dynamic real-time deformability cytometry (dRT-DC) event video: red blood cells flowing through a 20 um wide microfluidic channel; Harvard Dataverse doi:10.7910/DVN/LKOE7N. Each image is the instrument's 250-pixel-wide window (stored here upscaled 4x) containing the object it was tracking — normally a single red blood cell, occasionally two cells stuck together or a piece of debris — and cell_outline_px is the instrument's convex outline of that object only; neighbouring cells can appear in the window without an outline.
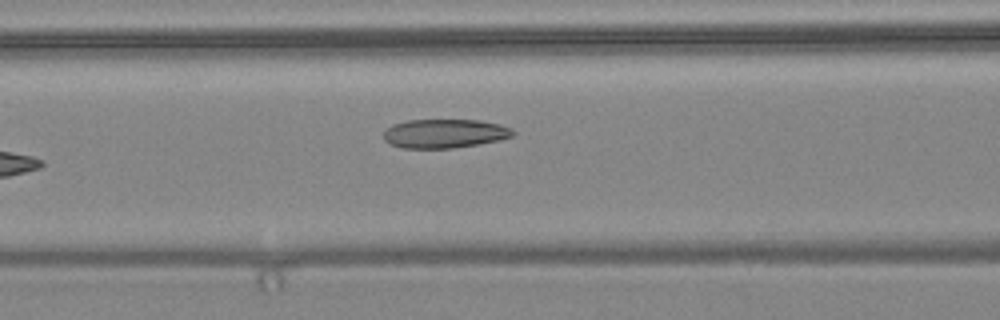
{"species": "common noctule bat (a hibernating species)", "species_latin": "Nyctalus noctula", "temperature_condition": "warm", "stored_images_in_passage": 8, "camera_frame_rate_fps": 3000, "um_per_image_px": 0.085, "animal": {"sex": "female", "body_mass_g": 24.6, "forearm_length_mm": 56.2}, "frame": {"image": 1, "passage_image": 8, "time_ms": 2.333, "image_size_px": [1000, 320], "cell_outline_px": [[516, 132], [512, 136], [500, 140], [452, 148], [404, 148], [388, 144], [384, 140], [384, 132], [392, 124], [408, 120], [480, 120], [500, 124], [512, 128]], "centroid_in_image_um": [37.79, 11.34], "position_along_channel_um": 128.8, "area_um2": 21.85}}